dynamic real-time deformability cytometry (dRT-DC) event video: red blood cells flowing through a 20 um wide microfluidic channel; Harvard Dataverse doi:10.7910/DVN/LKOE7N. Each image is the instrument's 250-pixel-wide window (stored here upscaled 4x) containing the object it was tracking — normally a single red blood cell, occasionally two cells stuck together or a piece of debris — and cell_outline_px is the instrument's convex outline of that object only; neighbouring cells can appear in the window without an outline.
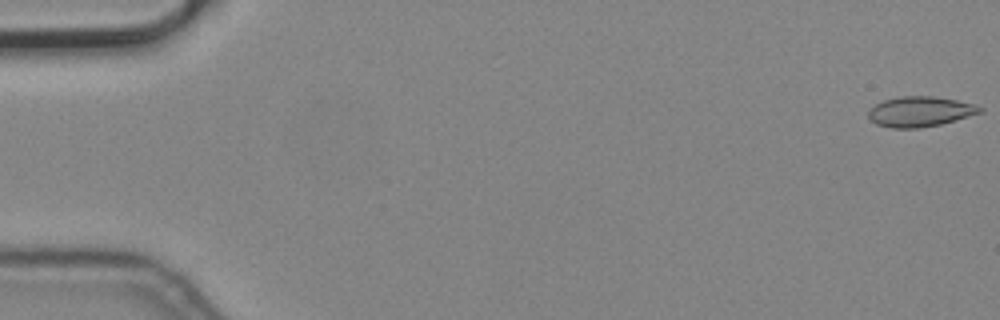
{"species": "common noctule bat (a hibernating species)", "species_latin": "Nyctalus noctula", "temperature_condition": "cold", "stored_images_in_passage": 4, "camera_frame_rate_fps": 3000, "um_per_image_px": 0.085, "animal": {"sex": "male", "body_mass_g": 19.2, "forearm_length_mm": 51.8}, "frame": {"image": 1, "passage_image": 1, "time_ms": 0.0, "image_size_px": [1000, 320], "cell_outline_px": [[984, 112], [940, 124], [920, 128], [892, 128], [876, 124], [868, 116], [868, 112], [876, 104], [884, 100], [900, 96], [932, 96], [956, 100], [976, 104], [984, 108]], "centroid_in_image_um": [78.24, 9.48], "position_along_channel_um": 6.8, "area_um2": 19.59}}